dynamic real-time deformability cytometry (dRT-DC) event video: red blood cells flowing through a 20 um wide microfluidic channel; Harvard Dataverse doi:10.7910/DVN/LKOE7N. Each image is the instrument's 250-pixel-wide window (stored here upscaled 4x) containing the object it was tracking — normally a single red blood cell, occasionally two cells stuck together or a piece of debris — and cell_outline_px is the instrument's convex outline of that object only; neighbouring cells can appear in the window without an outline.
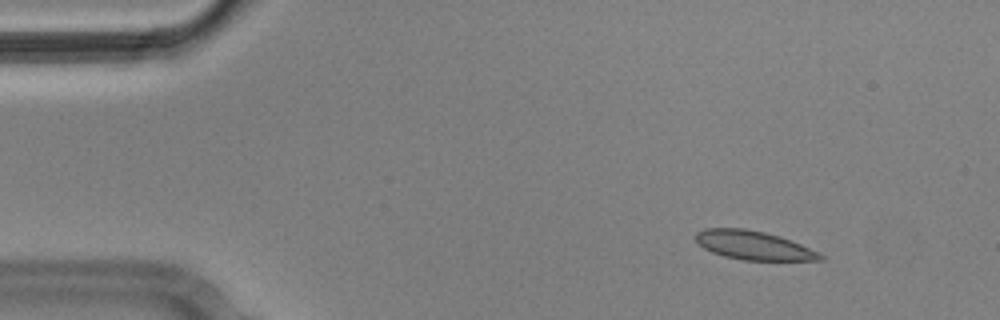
{"species": "Egyptian fruit bat (a non-hibernating species)", "species_latin": "Rousettus aegyptiacus", "temperature_condition": "cold", "stored_images_in_passage": 7, "camera_frame_rate_fps": 3000, "um_per_image_px": 0.085, "animal": {"sex": "male"}, "frame": {"image": 1, "passage_image": 1, "time_ms": 0.0, "image_size_px": [1000, 320], "cell_outline_px": [[824, 260], [744, 260], [724, 256], [712, 252], [704, 248], [696, 240], [696, 232], [704, 228], [744, 228], [764, 232], [780, 236], [820, 252], [824, 256]], "centroid_in_image_um": [64.06, 20.85], "position_along_channel_um": 20.9, "area_um2": 20.81}}
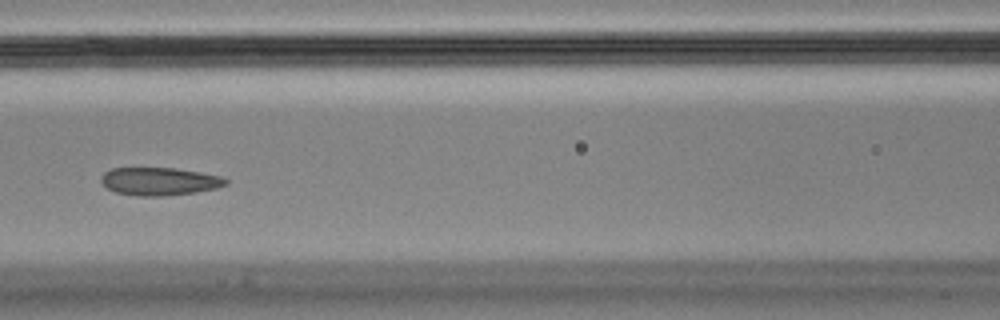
{"frame": {"image": 2, "passage_image": 6, "time_ms": 1.667, "image_size_px": [1000, 320], "cell_outline_px": [[228, 184], [216, 188], [196, 192], [160, 196], [140, 196], [116, 192], [108, 188], [100, 180], [100, 176], [104, 172], [112, 168], [176, 168], [200, 172], [220, 176], [228, 180]], "centroid_in_image_um": [13.55, 15.41], "position_along_channel_um": 153.0, "area_um2": 20.17}}
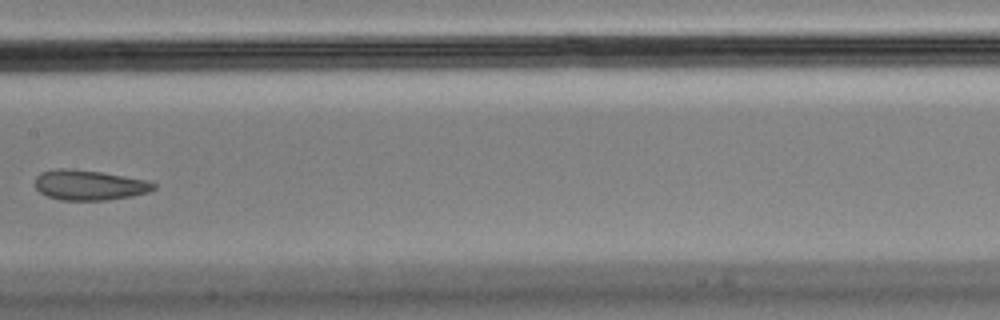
{"frame": {"image": 3, "passage_image": 7, "time_ms": 2.0, "image_size_px": [1000, 320], "cell_outline_px": [[156, 188], [148, 192], [132, 196], [108, 200], [60, 200], [48, 196], [40, 192], [36, 188], [36, 176], [40, 172], [60, 168], [68, 168], [100, 172], [148, 180], [156, 184]], "centroid_in_image_um": [7.6, 15.73], "position_along_channel_um": 199.8, "area_um2": 20.81}}